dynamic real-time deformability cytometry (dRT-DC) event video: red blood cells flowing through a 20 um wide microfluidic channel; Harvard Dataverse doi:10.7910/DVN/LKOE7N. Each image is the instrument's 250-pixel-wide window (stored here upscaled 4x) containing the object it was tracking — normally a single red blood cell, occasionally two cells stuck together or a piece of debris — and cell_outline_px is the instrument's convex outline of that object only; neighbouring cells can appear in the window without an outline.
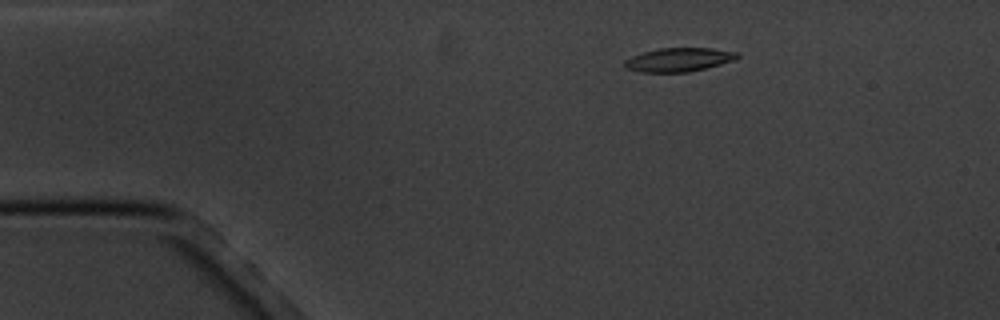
{"species": "common noctule bat (a hibernating species)", "species_latin": "Nyctalus noctula", "temperature_condition": "cold", "stored_images_in_passage": 5, "camera_frame_rate_fps": 3000, "um_per_image_px": 0.085, "animal": {"sex": "male", "body_mass_g": 20.1, "forearm_length_mm": 53.5}, "frame": {"image": 1, "passage_image": 3, "time_ms": 2.333, "image_size_px": [1000, 320], "cell_outline_px": [[740, 56], [736, 60], [688, 72], [640, 72], [624, 68], [624, 60], [632, 56], [644, 52], [660, 48], [712, 48], [740, 52]], "centroid_in_image_um": [57.71, 5.07], "position_along_channel_um": 27.3, "area_um2": 15.66}}